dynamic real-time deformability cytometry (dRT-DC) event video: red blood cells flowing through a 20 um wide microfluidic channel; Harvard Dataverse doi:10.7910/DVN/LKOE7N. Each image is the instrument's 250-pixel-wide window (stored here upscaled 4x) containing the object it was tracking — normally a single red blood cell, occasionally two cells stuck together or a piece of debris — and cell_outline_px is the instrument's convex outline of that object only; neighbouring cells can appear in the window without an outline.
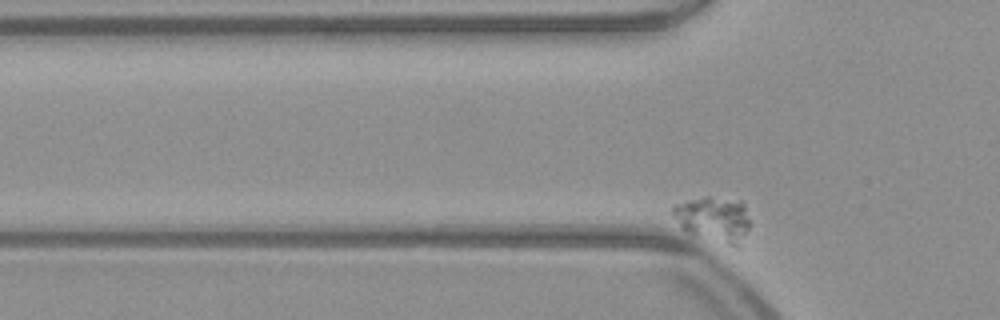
{"species": "common noctule bat (a hibernating species)", "species_latin": "Nyctalus noctula", "temperature_condition": "warm", "stored_images_in_passage": 35, "camera_frame_rate_fps": 3000, "um_per_image_px": 0.085, "animal": {"sex": "male", "body_mass_g": 23.1, "forearm_length_mm": 52.7}, "frame": {"image": 1, "passage_image": 3, "time_ms": 0.667, "image_size_px": [1000, 320], "cell_outline_px": [[748, 228], [736, 248], [692, 236], [684, 232], [680, 228], [672, 212], [672, 208], [676, 204], [688, 200], [704, 196], [708, 196], [740, 200], [744, 204], [748, 220]], "centroid_in_image_um": [60.61, 18.65], "position_along_channel_um": 65.2, "area_um2": 20.69}}
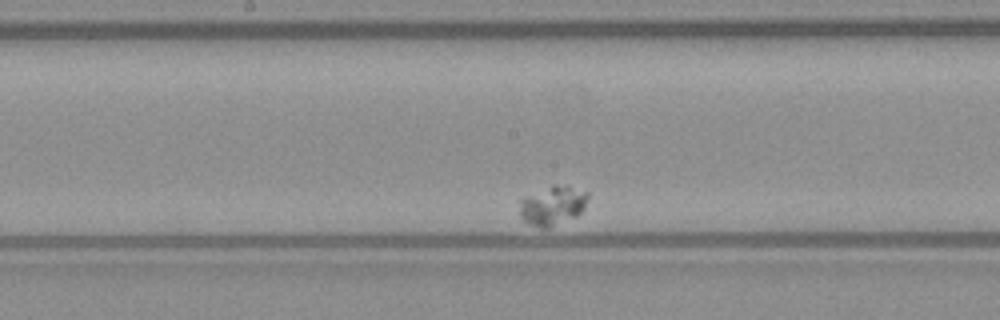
{"frame": {"image": 2, "passage_image": 17, "time_ms": 5.333, "image_size_px": [1000, 320], "cell_outline_px": [[588, 196], [584, 208], [576, 216], [548, 228], [540, 228], [528, 224], [520, 216], [520, 196], [552, 184], [556, 184], [588, 192]], "centroid_in_image_um": [46.9, 17.46], "position_along_channel_um": 201.3, "area_um2": 15.78}}
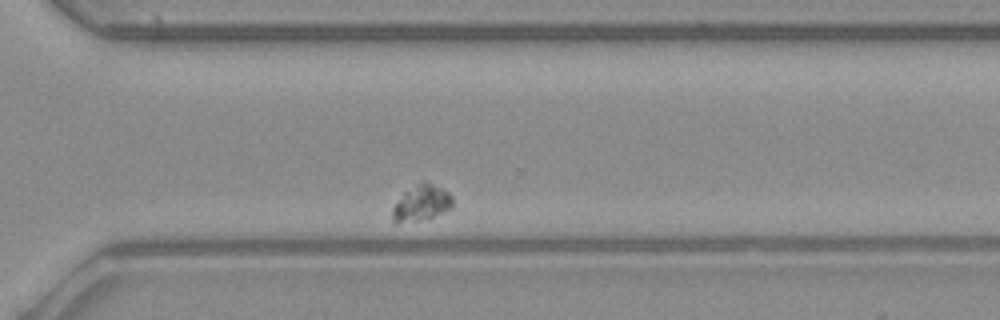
{"frame": {"image": 3, "passage_image": 30, "time_ms": 9.667, "image_size_px": [1000, 320], "cell_outline_px": [[452, 208], [432, 216], [416, 220], [392, 220], [392, 208], [404, 192], [420, 180], [424, 180], [444, 188], [452, 196]], "centroid_in_image_um": [35.86, 17.17], "position_along_channel_um": 334.7, "area_um2": 12.25}}